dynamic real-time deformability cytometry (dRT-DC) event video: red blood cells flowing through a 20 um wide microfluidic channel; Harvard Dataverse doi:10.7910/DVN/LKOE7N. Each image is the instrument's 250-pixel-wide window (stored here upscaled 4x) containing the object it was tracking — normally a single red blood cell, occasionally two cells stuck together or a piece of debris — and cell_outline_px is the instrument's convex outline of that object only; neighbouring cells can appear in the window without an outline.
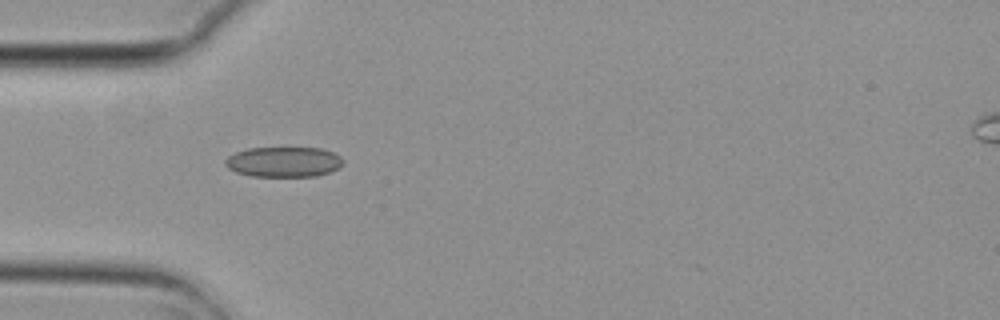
{"species": "common noctule bat (a hibernating species)", "species_latin": "Nyctalus noctula", "temperature_condition": "cold", "stored_images_in_passage": 4, "camera_frame_rate_fps": 3000, "um_per_image_px": 0.085, "animal": {"sex": "female", "body_mass_g": 29.2, "forearm_length_mm": 56.3}, "frame": {"image": 1, "passage_image": 4, "time_ms": 1.0, "image_size_px": [1000, 320], "cell_outline_px": [[344, 164], [340, 168], [316, 176], [252, 176], [236, 172], [228, 168], [224, 164], [224, 160], [228, 156], [236, 152], [248, 148], [320, 148], [332, 152], [340, 156], [344, 160]], "centroid_in_image_um": [24.12, 13.76], "position_along_channel_um": 60.9, "area_um2": 20.81}}